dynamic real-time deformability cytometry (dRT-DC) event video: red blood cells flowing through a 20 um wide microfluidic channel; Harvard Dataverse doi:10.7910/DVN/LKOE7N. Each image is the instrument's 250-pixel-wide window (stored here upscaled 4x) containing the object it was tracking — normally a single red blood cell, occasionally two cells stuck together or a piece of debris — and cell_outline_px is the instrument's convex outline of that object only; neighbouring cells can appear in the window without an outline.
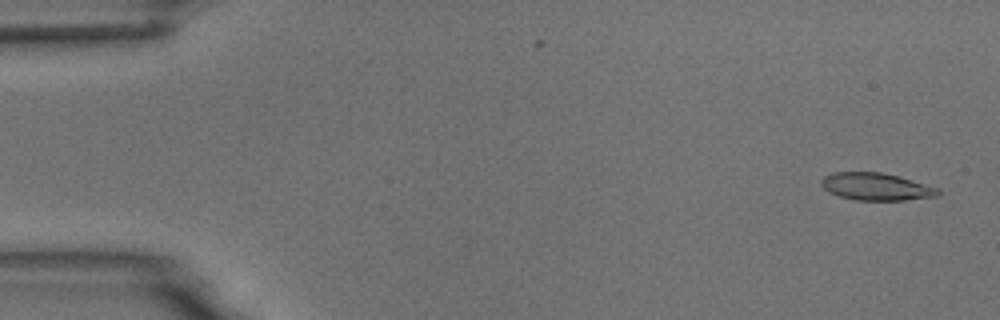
{"species": "common noctule bat (a hibernating species)", "species_latin": "Nyctalus noctula", "temperature_condition": "room temperature", "stored_images_in_passage": 53, "camera_frame_rate_fps": 3000, "um_per_image_px": 0.085, "animal": {"sex": "male", "body_mass_g": 18.8}, "frame": {"image": 1, "passage_image": 2, "time_ms": 0.333, "image_size_px": [1000, 320], "cell_outline_px": [[940, 192], [936, 196], [904, 200], [856, 200], [840, 196], [828, 192], [820, 184], [820, 180], [824, 176], [836, 172], [880, 172], [896, 176], [940, 188]], "centroid_in_image_um": [74.44, 15.87], "position_along_channel_um": 10.6, "area_um2": 18.44}}
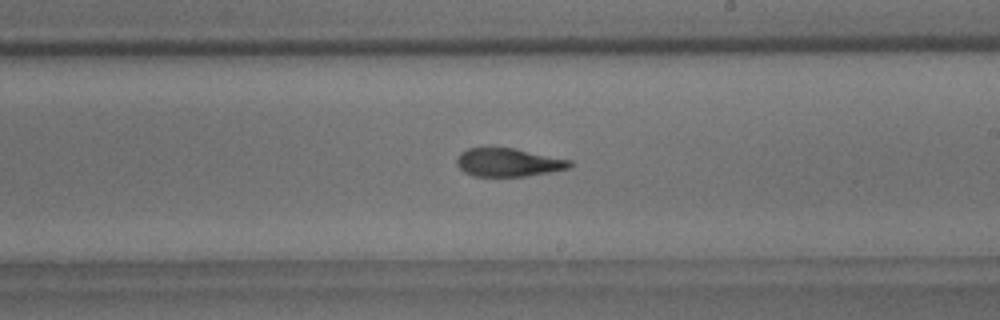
{"frame": {"image": 2, "passage_image": 31, "time_ms": 10.0, "image_size_px": [1000, 320], "cell_outline_px": [[572, 164], [568, 168], [548, 172], [524, 176], [472, 176], [464, 172], [456, 164], [456, 160], [460, 152], [468, 148], [512, 148], [572, 160]], "centroid_in_image_um": [43.17, 13.8], "position_along_channel_um": 245.8, "area_um2": 18.44}}
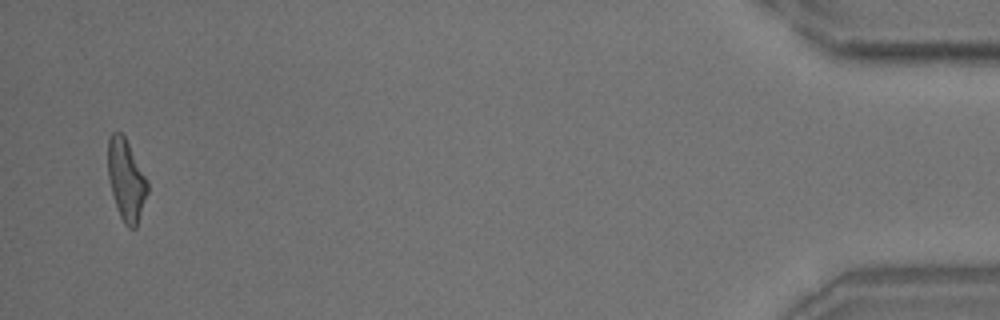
{"frame": {"image": 3, "passage_image": 52, "time_ms": 17.0, "image_size_px": [1000, 320], "cell_outline_px": [[148, 192], [136, 228], [128, 228], [124, 224], [120, 216], [112, 192], [108, 176], [108, 140], [112, 132], [120, 132], [124, 136], [148, 180]], "centroid_in_image_um": [10.74, 15.31], "position_along_channel_um": 424.5, "area_um2": 18.55}, "authors_computed_cell_mechanics": {"area_um2": 19.1318, "velocity_mm_per_s": 3.7548, "shape_relaxation_time_tau1_ms": 6.0382, "shape_relaxation_time_tau2_ms": 4.1589, "deformation_change_tau1": 0.2037, "deformation_change_tau2": 0.1125}}